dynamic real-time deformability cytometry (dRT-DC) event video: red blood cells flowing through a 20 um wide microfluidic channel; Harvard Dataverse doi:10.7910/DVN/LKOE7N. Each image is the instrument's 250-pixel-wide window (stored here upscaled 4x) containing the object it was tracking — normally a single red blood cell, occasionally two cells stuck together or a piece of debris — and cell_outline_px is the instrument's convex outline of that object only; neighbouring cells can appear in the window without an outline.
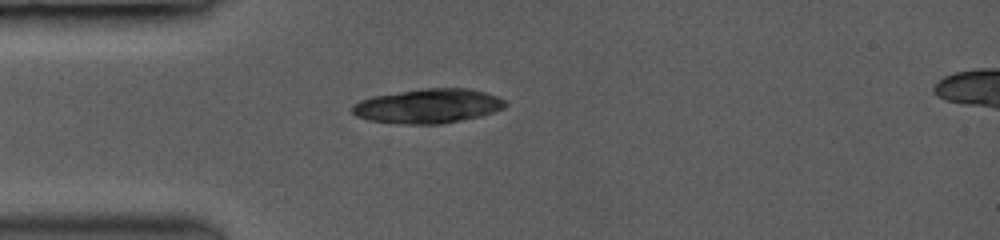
{"species": "common noctule bat (a hibernating species)", "species_latin": "Nyctalus noctula", "temperature_condition": "room temperature", "stored_images_in_passage": 12, "camera_frame_rate_fps": 3500, "um_per_image_px": 0.085, "animal": {"sex": "female", "body_mass_g": 19.0, "forearm_length_mm": 53.3}, "frame": {"image": 1, "passage_image": 1, "time_ms": 0.0, "image_size_px": [1000, 240], "cell_outline_px": [[508, 104], [504, 108], [480, 116], [444, 124], [400, 124], [368, 120], [356, 116], [352, 112], [352, 108], [360, 100], [372, 96], [424, 88], [464, 88], [484, 92], [496, 96], [504, 100]], "centroid_in_image_um": [36.38, 9.02], "position_along_channel_um": 48.6, "area_um2": 30.58}}
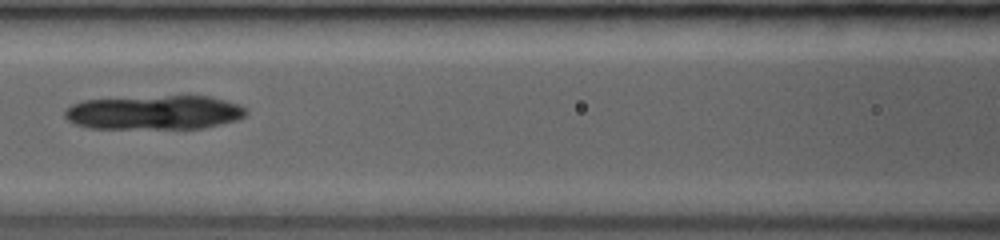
{"frame": {"image": 2, "passage_image": 6, "time_ms": 1.429, "image_size_px": [1000, 240], "cell_outline_px": [[244, 116], [236, 120], [220, 124], [200, 128], [88, 128], [76, 124], [68, 120], [64, 116], [64, 112], [72, 104], [84, 100], [168, 96], [204, 96], [236, 104], [244, 108]], "centroid_in_image_um": [13.05, 9.57], "position_along_channel_um": 153.6, "area_um2": 35.32}}